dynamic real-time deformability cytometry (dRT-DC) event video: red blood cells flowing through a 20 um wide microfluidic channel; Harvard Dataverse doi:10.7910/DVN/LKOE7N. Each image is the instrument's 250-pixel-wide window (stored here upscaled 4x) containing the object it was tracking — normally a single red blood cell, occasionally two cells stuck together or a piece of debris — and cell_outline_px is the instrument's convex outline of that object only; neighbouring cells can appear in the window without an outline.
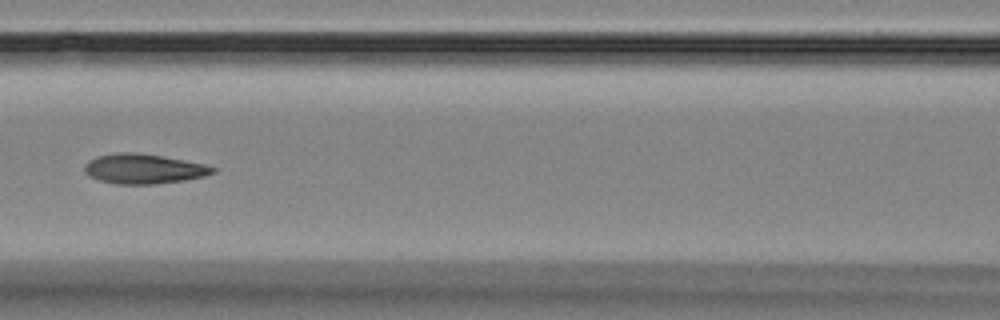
{"species": "Egyptian fruit bat (a non-hibernating species)", "species_latin": "Rousettus aegyptiacus", "temperature_condition": "room temperature", "stored_images_in_passage": 17, "camera_frame_rate_fps": 3000, "um_per_image_px": 0.085, "animal": {"sex": "female"}, "frame": {"image": 1, "passage_image": 8, "time_ms": 8.0, "image_size_px": [1000, 320], "cell_outline_px": [[216, 172], [204, 176], [184, 180], [156, 184], [116, 184], [100, 180], [88, 176], [84, 172], [84, 164], [88, 160], [96, 156], [116, 152], [136, 152], [164, 156], [204, 164], [216, 168]], "centroid_in_image_um": [12.18, 14.34], "position_along_channel_um": 154.4, "area_um2": 22.48}}
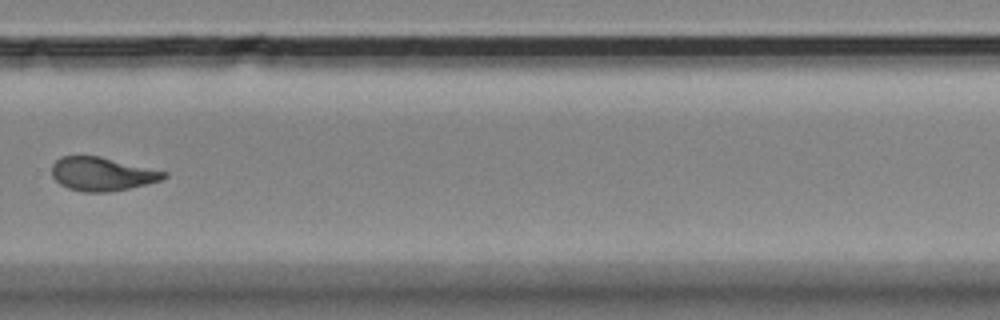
{"frame": {"image": 2, "passage_image": 12, "time_ms": 12.667, "image_size_px": [1000, 320], "cell_outline_px": [[168, 176], [160, 180], [128, 188], [108, 192], [84, 192], [68, 188], [60, 184], [52, 176], [52, 164], [60, 156], [100, 156], [168, 172]], "centroid_in_image_um": [8.65, 14.78], "position_along_channel_um": 321.1, "area_um2": 21.79}}
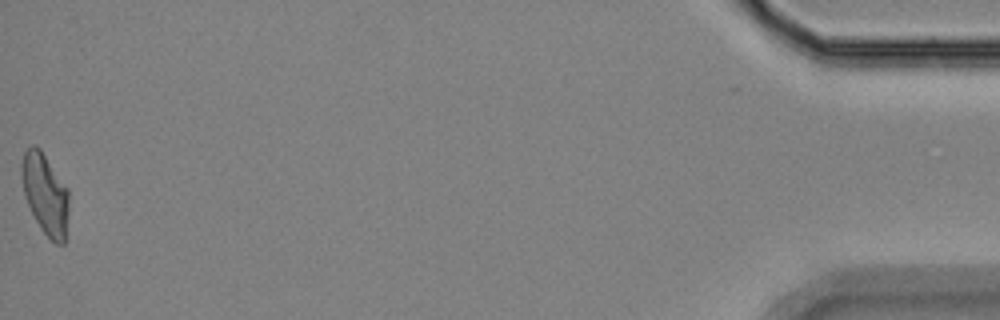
{"frame": {"image": 3, "passage_image": 17, "time_ms": 18.333, "image_size_px": [1000, 320], "cell_outline_px": [[68, 216], [64, 244], [56, 244], [40, 228], [28, 204], [24, 192], [20, 172], [20, 168], [24, 152], [32, 144], [40, 148], [68, 188]], "centroid_in_image_um": [3.84, 16.47], "position_along_channel_um": 431.4, "area_um2": 22.14}, "authors_computed_cell_mechanics": {"area_um2": 22.1374, "velocity_mm_per_s": 3.5983, "shape_relaxation_time_tau1_ms": 5.3025, "shape_relaxation_time_tau2_ms": 1.6938, "deformation_change_tau1": 0.1395, "deformation_change_tau2": 0.0656}}